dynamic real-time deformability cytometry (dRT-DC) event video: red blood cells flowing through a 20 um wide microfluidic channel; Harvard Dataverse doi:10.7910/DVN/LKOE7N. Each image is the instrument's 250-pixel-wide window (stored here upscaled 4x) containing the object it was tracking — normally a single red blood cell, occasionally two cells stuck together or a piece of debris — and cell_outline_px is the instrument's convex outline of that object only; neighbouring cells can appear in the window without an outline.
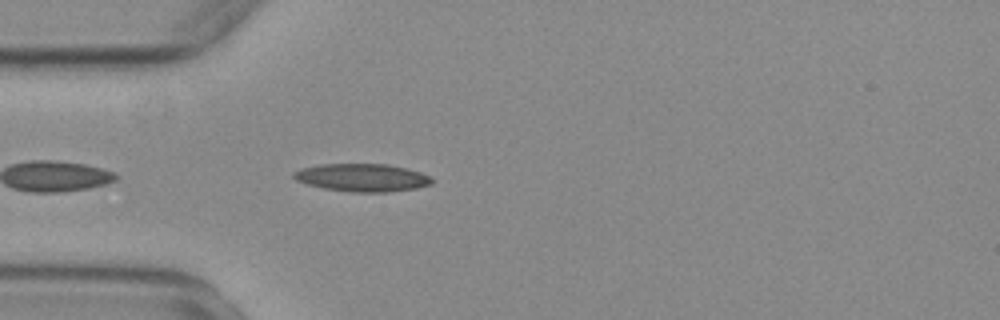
{"species": "common noctule bat (a hibernating species)", "species_latin": "Nyctalus noctula", "temperature_condition": "warm", "stored_images_in_passage": 6, "camera_frame_rate_fps": 3000, "um_per_image_px": 0.085, "animal": {"sex": "female", "body_mass_g": 29.2, "forearm_length_mm": 56.3}, "frame": {"image": 1, "passage_image": 2, "time_ms": 0.333, "image_size_px": [1000, 320], "cell_outline_px": [[432, 184], [416, 188], [388, 192], [352, 192], [324, 188], [308, 184], [296, 180], [292, 176], [292, 172], [304, 168], [320, 164], [388, 164], [420, 172], [428, 176], [432, 180]], "centroid_in_image_um": [30.77, 15.1], "position_along_channel_um": 54.2, "area_um2": 22.2}}
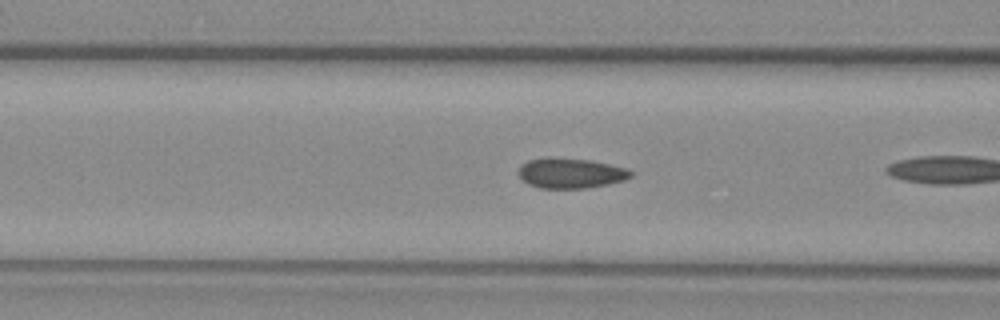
{"frame": {"image": 2, "passage_image": 5, "time_ms": 1.333, "image_size_px": [1000, 320], "cell_outline_px": [[632, 176], [624, 180], [608, 184], [584, 188], [540, 188], [528, 184], [516, 172], [520, 164], [528, 160], [548, 156], [552, 156], [592, 160], [628, 168], [632, 172]], "centroid_in_image_um": [48.47, 14.69], "position_along_channel_um": 118.1, "area_um2": 20.11}}